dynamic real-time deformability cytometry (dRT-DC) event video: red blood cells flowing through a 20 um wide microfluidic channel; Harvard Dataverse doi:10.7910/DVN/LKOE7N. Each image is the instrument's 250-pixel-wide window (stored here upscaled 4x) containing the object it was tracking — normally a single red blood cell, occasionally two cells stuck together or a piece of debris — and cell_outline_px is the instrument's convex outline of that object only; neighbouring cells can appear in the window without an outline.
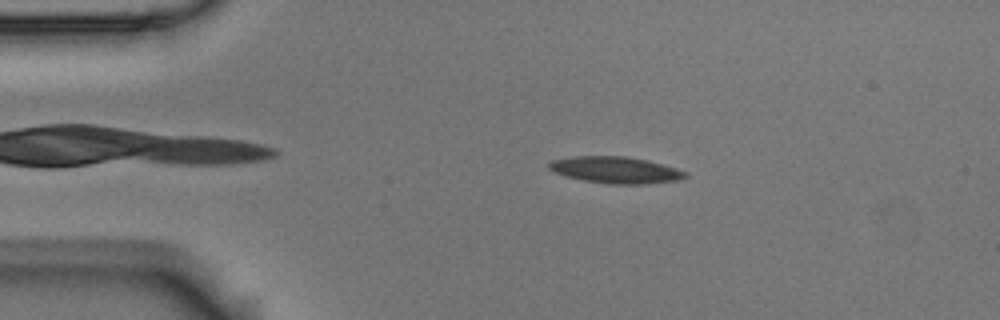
{"species": "Egyptian fruit bat (a non-hibernating species)", "species_latin": "Rousettus aegyptiacus", "temperature_condition": "room temperature", "stored_images_in_passage": 4, "camera_frame_rate_fps": 3000, "um_per_image_px": 0.085, "animal": {"sex": "male"}, "frame": {"image": 1, "passage_image": 2, "time_ms": 0.333, "image_size_px": [1000, 320], "cell_outline_px": [[688, 176], [680, 180], [644, 184], [608, 184], [584, 180], [568, 176], [556, 172], [548, 168], [548, 160], [572, 156], [624, 156], [648, 160], [676, 168], [688, 172]], "centroid_in_image_um": [52.34, 14.44], "position_along_channel_um": 32.7, "area_um2": 21.21}}
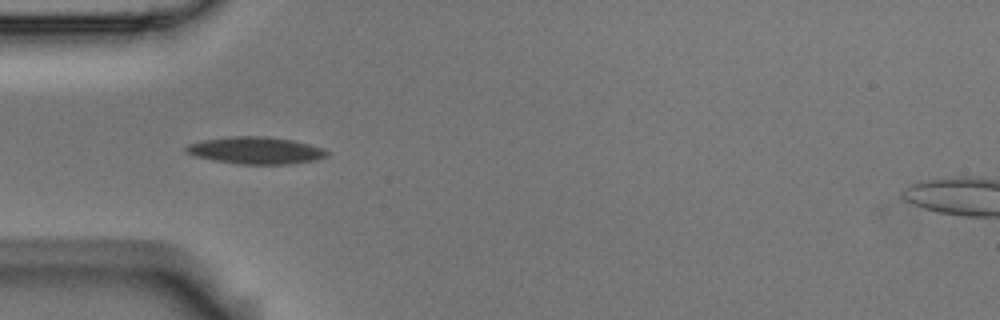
{"frame": {"image": 2, "passage_image": 3, "time_ms": 0.667, "image_size_px": [1000, 320], "cell_outline_px": [[328, 156], [316, 160], [288, 164], [236, 164], [212, 160], [196, 156], [184, 152], [184, 148], [188, 144], [204, 140], [228, 136], [268, 136], [292, 140], [324, 148], [328, 152]], "centroid_in_image_um": [21.72, 12.78], "position_along_channel_um": 63.3, "area_um2": 22.37}}
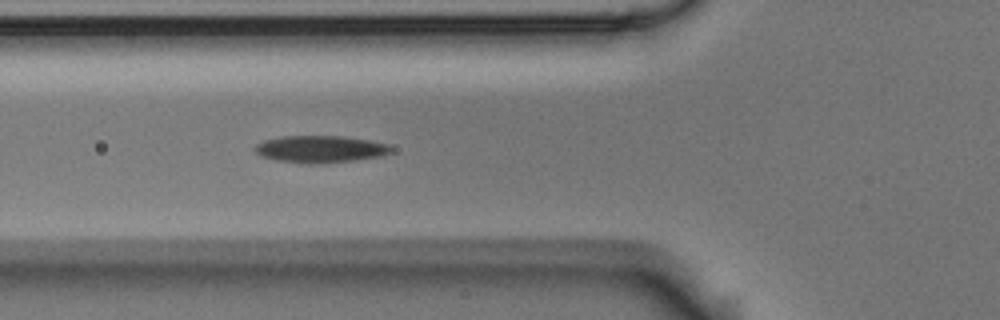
{"frame": {"image": 3, "passage_image": 4, "time_ms": 1.0, "image_size_px": [1000, 320], "cell_outline_px": [[392, 152], [380, 156], [356, 160], [320, 164], [308, 164], [276, 160], [260, 156], [252, 148], [256, 144], [264, 140], [280, 136], [344, 136], [372, 140], [388, 144], [392, 148]], "centroid_in_image_um": [27.22, 12.67], "position_along_channel_um": 98.6, "area_um2": 21.79}}